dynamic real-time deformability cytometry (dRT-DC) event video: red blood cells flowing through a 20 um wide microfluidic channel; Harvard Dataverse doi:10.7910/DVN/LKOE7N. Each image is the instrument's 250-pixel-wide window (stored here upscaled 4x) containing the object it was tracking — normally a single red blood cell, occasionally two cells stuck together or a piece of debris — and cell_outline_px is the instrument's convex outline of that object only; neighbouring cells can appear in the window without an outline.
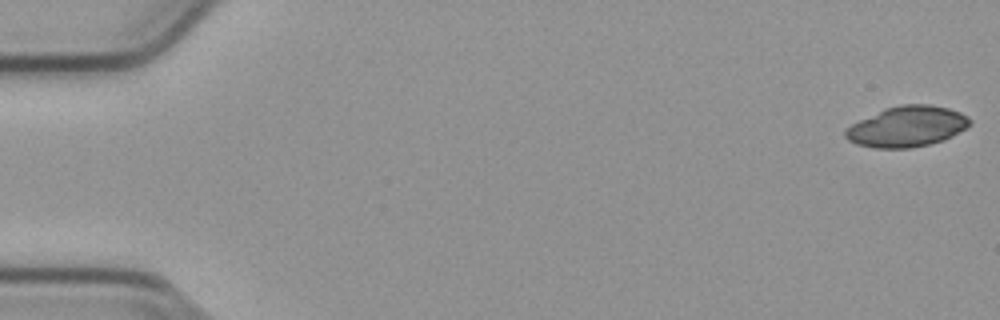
{"species": "common noctule bat (a hibernating species)", "species_latin": "Nyctalus noctula", "temperature_condition": "cold", "stored_images_in_passage": 14, "camera_frame_rate_fps": 3000, "um_per_image_px": 0.085, "animal": {"sex": "male", "body_mass_g": 23.1, "forearm_length_mm": 52.7}, "frame": {"image": 1, "passage_image": 1, "time_ms": 0.0, "image_size_px": [1000, 320], "cell_outline_px": [[972, 124], [968, 128], [944, 140], [912, 148], [872, 148], [856, 144], [848, 140], [844, 136], [844, 132], [852, 124], [884, 108], [900, 104], [928, 104], [948, 108], [960, 112], [968, 116], [972, 120]], "centroid_in_image_um": [77.13, 10.75], "position_along_channel_um": 7.9, "area_um2": 29.65}}